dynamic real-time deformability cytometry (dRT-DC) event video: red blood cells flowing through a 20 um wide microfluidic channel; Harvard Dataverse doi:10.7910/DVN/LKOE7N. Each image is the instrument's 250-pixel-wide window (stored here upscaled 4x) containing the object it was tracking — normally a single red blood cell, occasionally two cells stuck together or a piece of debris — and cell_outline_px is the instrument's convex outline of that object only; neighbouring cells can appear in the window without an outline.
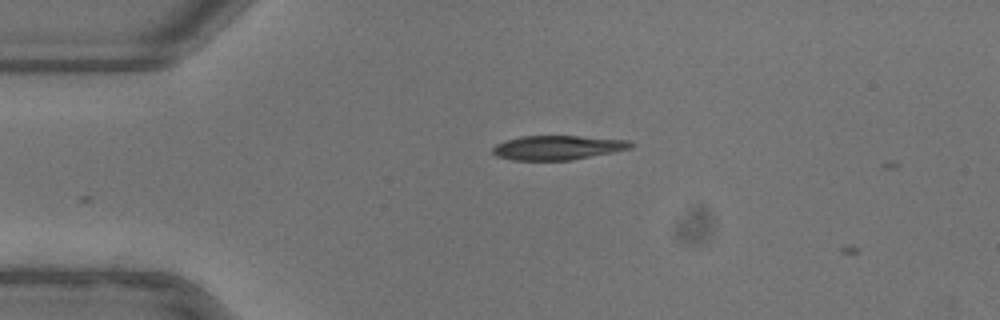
{"species": "common noctule bat (a hibernating species)", "species_latin": "Nyctalus noctula", "temperature_condition": "warm", "stored_images_in_passage": 3, "camera_frame_rate_fps": 3000, "um_per_image_px": 0.085, "animal": {"sex": "female"}, "frame": {"image": 1, "passage_image": 2, "time_ms": 0.333, "image_size_px": [1000, 320], "cell_outline_px": [[636, 144], [632, 148], [612, 152], [568, 160], [512, 160], [496, 156], [492, 152], [492, 148], [496, 144], [504, 140], [524, 136], [580, 136], [628, 140]], "centroid_in_image_um": [47.38, 12.54], "position_along_channel_um": 37.6, "area_um2": 19.48}}